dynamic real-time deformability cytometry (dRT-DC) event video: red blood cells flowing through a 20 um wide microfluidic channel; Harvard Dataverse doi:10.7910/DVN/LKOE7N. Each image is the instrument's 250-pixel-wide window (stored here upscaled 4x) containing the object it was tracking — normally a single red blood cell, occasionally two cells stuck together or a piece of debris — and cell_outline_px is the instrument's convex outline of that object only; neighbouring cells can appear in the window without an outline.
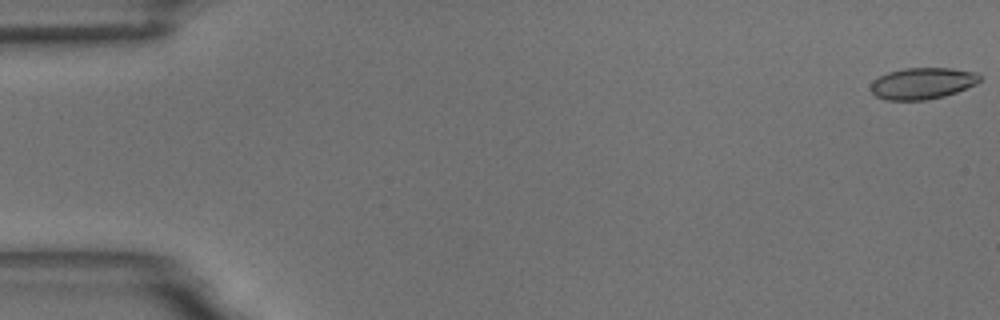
{"species": "common noctule bat (a hibernating species)", "species_latin": "Nyctalus noctula", "temperature_condition": "room temperature", "stored_images_in_passage": 55, "camera_frame_rate_fps": 3000, "um_per_image_px": 0.085, "animal": {"sex": "male", "body_mass_g": 18.8}, "frame": {"image": 1, "passage_image": 1, "time_ms": 0.0, "image_size_px": [1000, 320], "cell_outline_px": [[980, 80], [976, 84], [956, 92], [944, 96], [924, 100], [888, 100], [876, 96], [872, 92], [872, 80], [888, 72], [904, 68], [952, 68], [976, 72], [980, 76]], "centroid_in_image_um": [78.41, 7.08], "position_along_channel_um": 6.6, "area_um2": 19.88}}
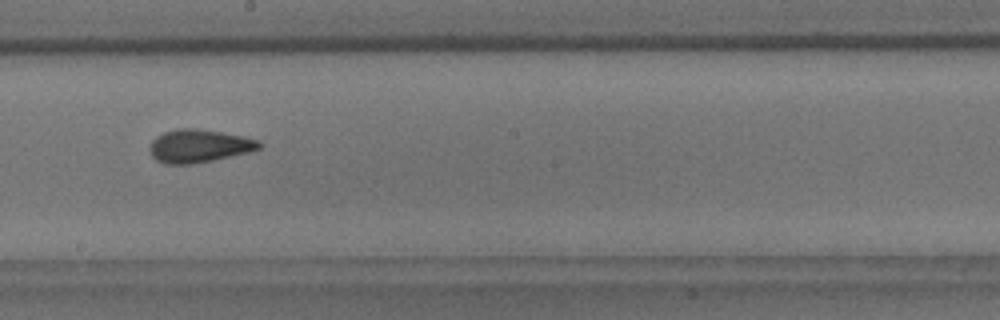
{"frame": {"image": 2, "passage_image": 31, "time_ms": 10.0, "image_size_px": [1000, 320], "cell_outline_px": [[264, 144], [260, 148], [248, 152], [212, 160], [192, 164], [164, 164], [156, 160], [152, 156], [148, 148], [152, 140], [156, 136], [164, 132], [176, 128], [196, 128], [244, 136], [260, 140]], "centroid_in_image_um": [16.9, 12.4], "position_along_channel_um": 231.3, "area_um2": 21.21}}
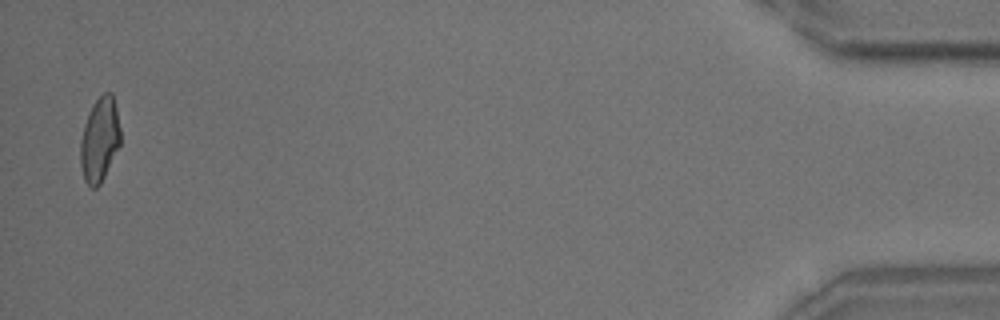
{"frame": {"image": 3, "passage_image": 54, "time_ms": 17.667, "image_size_px": [1000, 320], "cell_outline_px": [[120, 144], [100, 184], [96, 188], [92, 188], [84, 180], [80, 164], [80, 140], [84, 124], [96, 100], [104, 92], [112, 92], [116, 108], [120, 128]], "centroid_in_image_um": [8.46, 11.88], "position_along_channel_um": 426.7, "area_um2": 19.42}, "authors_computed_cell_mechanics": {"area_um2": 20.2878, "velocity_mm_per_s": 3.7051, "shape_relaxation_time_tau1_ms": 8.4922, "shape_relaxation_time_tau2_ms": 1.77, "deformation_change_tau1": 0.1702, "deformation_change_tau2": 0.0715}}